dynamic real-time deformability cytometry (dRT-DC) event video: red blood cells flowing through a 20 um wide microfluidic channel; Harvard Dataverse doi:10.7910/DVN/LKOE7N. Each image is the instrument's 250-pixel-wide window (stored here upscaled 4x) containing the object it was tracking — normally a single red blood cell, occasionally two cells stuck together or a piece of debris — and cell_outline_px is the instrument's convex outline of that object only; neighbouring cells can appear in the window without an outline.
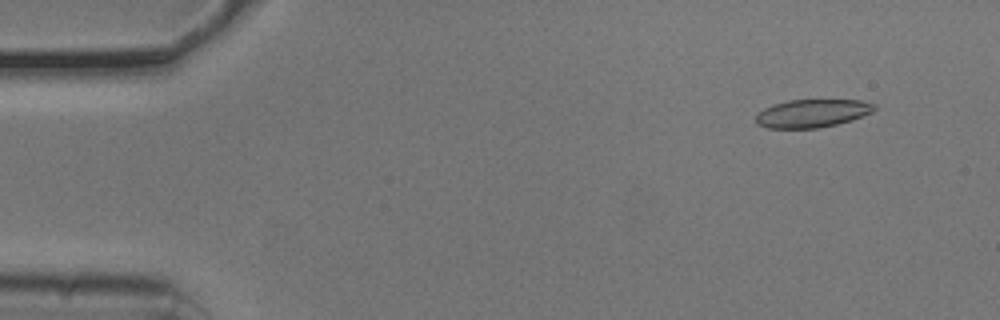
{"species": "common noctule bat (a hibernating species)", "species_latin": "Nyctalus noctula", "temperature_condition": "cold", "stored_images_in_passage": 54, "camera_frame_rate_fps": 3000, "um_per_image_px": 0.085, "animal": {"sex": "male", "body_mass_g": 20.5, "forearm_length_mm": 52.5}, "frame": {"image": 1, "passage_image": 5, "time_ms": 1.333, "image_size_px": [1000, 320], "cell_outline_px": [[876, 108], [872, 112], [852, 120], [820, 128], [768, 128], [756, 124], [756, 112], [772, 104], [788, 100], [860, 100], [876, 104]], "centroid_in_image_um": [69.01, 9.63], "position_along_channel_um": 16.0, "area_um2": 19.54}}
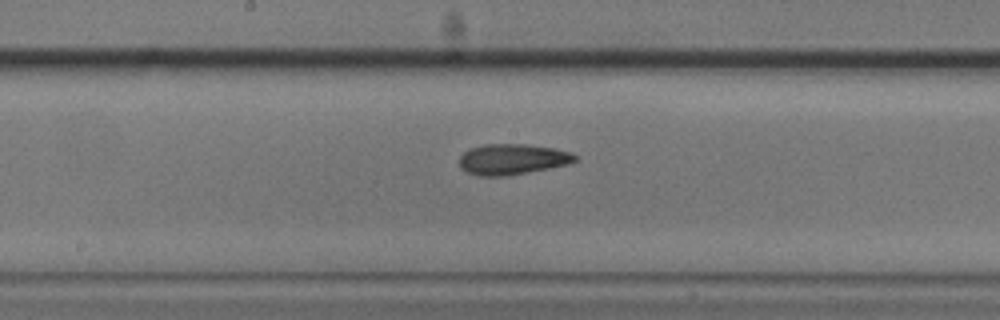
{"frame": {"image": 2, "passage_image": 28, "time_ms": 9.0, "image_size_px": [1000, 320], "cell_outline_px": [[580, 156], [576, 160], [568, 164], [508, 176], [480, 176], [468, 172], [460, 168], [460, 156], [464, 152], [472, 148], [484, 144], [524, 144], [556, 148], [572, 152]], "centroid_in_image_um": [43.59, 13.53], "position_along_channel_um": 204.6, "area_um2": 20.75}}
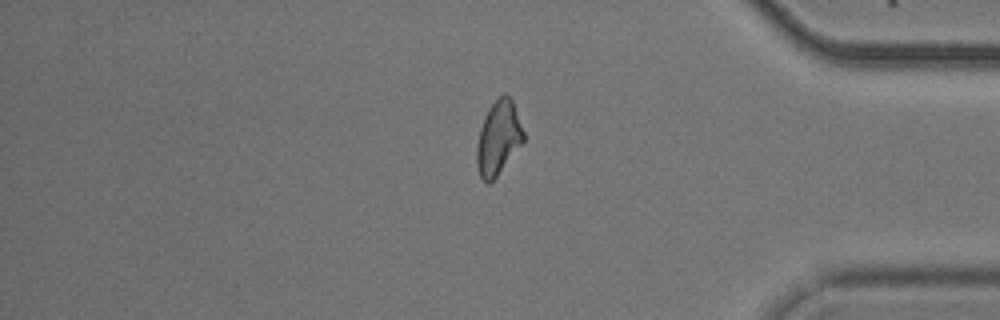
{"frame": {"image": 3, "passage_image": 45, "time_ms": 14.667, "image_size_px": [1000, 320], "cell_outline_px": [[524, 140], [496, 176], [488, 184], [480, 176], [476, 164], [476, 144], [480, 128], [484, 116], [488, 108], [504, 92], [512, 100], [524, 132]], "centroid_in_image_um": [42.33, 11.7], "position_along_channel_um": 392.9, "area_um2": 19.83}, "authors_computed_cell_mechanics": {"area_um2": 20.3167, "velocity_mm_per_s": 3.7588, "shape_relaxation_time_tau1_ms": 9.7651, "shape_relaxation_time_tau2_ms": 2.8423, "deformation_change_tau1": 0.1908, "deformation_change_tau2": 0.1004}}